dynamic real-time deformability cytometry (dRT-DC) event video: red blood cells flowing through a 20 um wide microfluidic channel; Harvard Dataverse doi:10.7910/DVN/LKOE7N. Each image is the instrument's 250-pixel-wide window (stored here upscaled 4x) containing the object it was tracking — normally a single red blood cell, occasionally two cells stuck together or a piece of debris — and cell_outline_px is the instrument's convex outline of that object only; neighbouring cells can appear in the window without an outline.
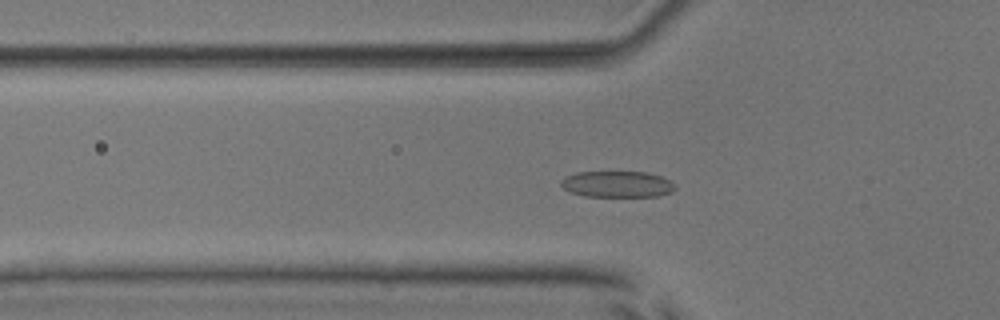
{"species": "common noctule bat (a hibernating species)", "species_latin": "Nyctalus noctula", "temperature_condition": "room temperature", "stored_images_in_passage": 53, "camera_frame_rate_fps": 3000, "um_per_image_px": 0.085, "animal": {"sex": "male", "body_mass_g": 17.9, "forearm_length_mm": 54.2}, "frame": {"image": 1, "passage_image": 19, "time_ms": 6.0, "image_size_px": [1000, 320], "cell_outline_px": [[676, 188], [672, 192], [656, 196], [584, 196], [568, 192], [560, 184], [560, 180], [564, 176], [576, 172], [648, 172], [660, 176], [668, 180]], "centroid_in_image_um": [52.4, 15.65], "position_along_channel_um": 73.4, "area_um2": 17.46}}
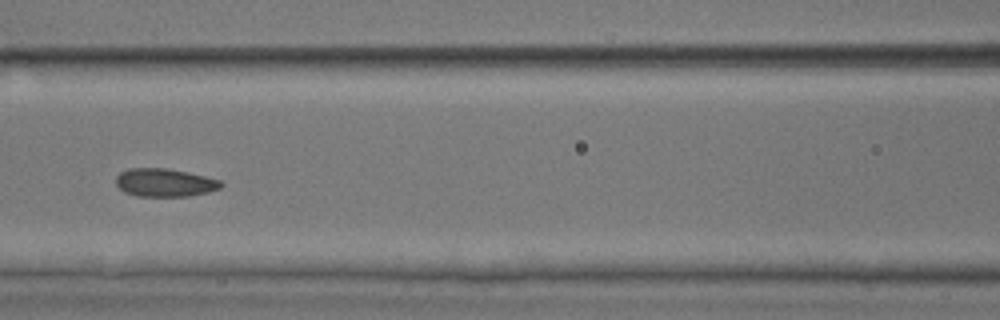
{"frame": {"image": 2, "passage_image": 25, "time_ms": 8.0, "image_size_px": [1000, 320], "cell_outline_px": [[224, 184], [220, 188], [208, 192], [188, 196], [136, 196], [124, 192], [116, 184], [116, 176], [120, 172], [128, 168], [168, 168], [188, 172], [220, 180]], "centroid_in_image_um": [13.99, 15.51], "position_along_channel_um": 152.6, "area_um2": 17.28}}
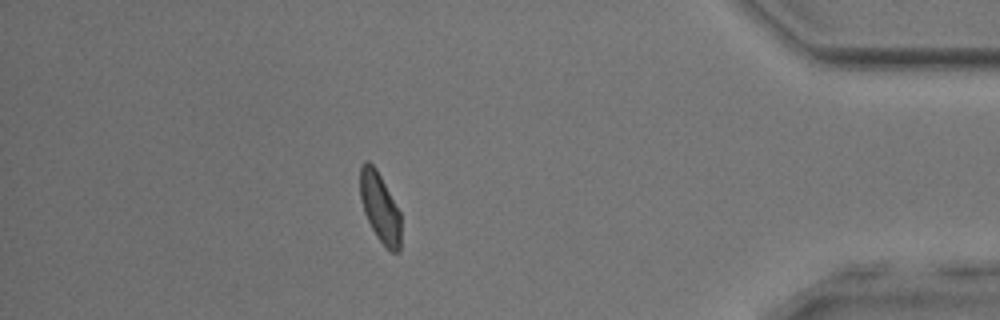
{"frame": {"image": 3, "passage_image": 47, "time_ms": 15.333, "image_size_px": [1000, 320], "cell_outline_px": [[400, 252], [392, 252], [376, 236], [364, 212], [360, 196], [360, 168], [364, 160], [368, 160], [376, 168], [400, 212]], "centroid_in_image_um": [32.28, 17.61], "position_along_channel_um": 402.9, "area_um2": 16.3}, "authors_computed_cell_mechanics": {"area_um2": 17.2822, "velocity_mm_per_s": 3.9593, "shape_relaxation_time_tau1_ms": 5.1211, "shape_relaxation_time_tau2_ms": 1.7529, "deformation_change_tau1": 0.0838, "deformation_change_tau2": 0.0684}}